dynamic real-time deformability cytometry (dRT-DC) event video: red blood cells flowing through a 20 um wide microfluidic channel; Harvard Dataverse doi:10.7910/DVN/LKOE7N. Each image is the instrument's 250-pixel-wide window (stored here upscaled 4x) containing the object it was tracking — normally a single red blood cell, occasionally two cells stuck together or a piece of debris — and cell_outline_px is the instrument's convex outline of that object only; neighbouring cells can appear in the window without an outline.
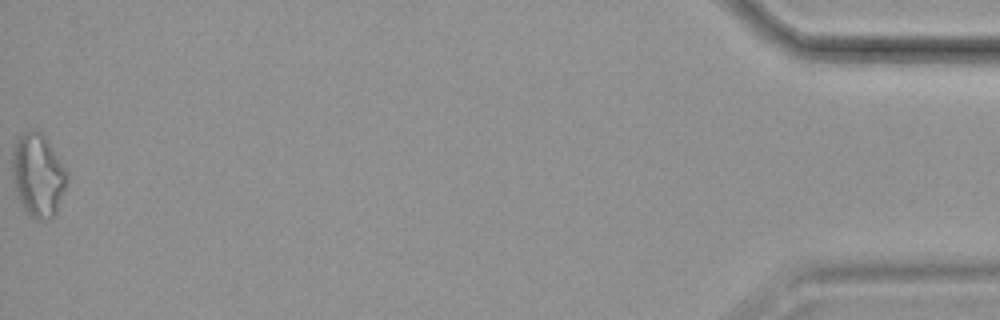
{"species": "common noctule bat (a hibernating species)", "species_latin": "Nyctalus noctula", "temperature_condition": "cold", "stored_images_in_passage": 55, "camera_frame_rate_fps": 3000, "um_per_image_px": 0.085, "animal": {"sex": "female", "body_mass_g": 19.9}, "frame": {"image": 1, "passage_image": 55, "time_ms": 18.0, "image_size_px": [1000, 320], "cell_outline_px": [[68, 176], [56, 216], [52, 220], [36, 220], [24, 208], [16, 192], [12, 176], [12, 152], [16, 140], [24, 132], [40, 132], [48, 140], [68, 172]], "centroid_in_image_um": [3.24, 14.93], "position_along_channel_um": 432.0, "area_um2": 26.41}}